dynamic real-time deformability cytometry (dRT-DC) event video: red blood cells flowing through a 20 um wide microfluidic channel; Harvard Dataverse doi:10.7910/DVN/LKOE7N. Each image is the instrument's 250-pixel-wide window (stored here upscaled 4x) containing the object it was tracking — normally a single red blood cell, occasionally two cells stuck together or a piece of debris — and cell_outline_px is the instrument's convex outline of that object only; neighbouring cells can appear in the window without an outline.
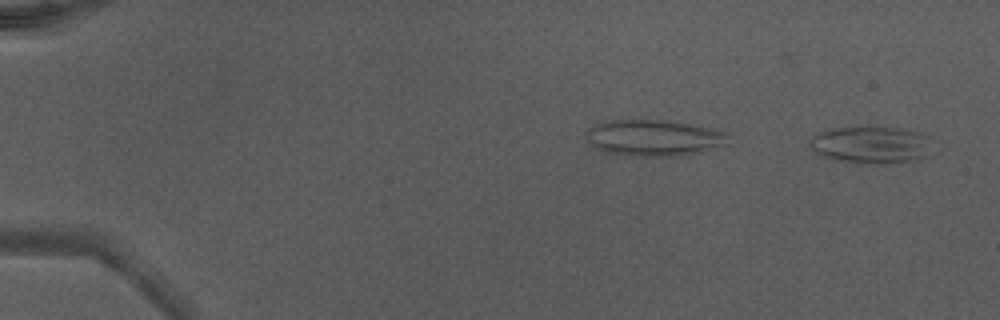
{"species": "Egyptian fruit bat (a non-hibernating species)", "species_latin": "Rousettus aegyptiacus", "temperature_condition": "warm", "stored_images_in_passage": 49, "camera_frame_rate_fps": 3000, "um_per_image_px": 0.085, "animal": {"sex": "male"}, "frame": {"image": 1, "passage_image": 2, "time_ms": 0.333, "image_size_px": [1000, 320], "cell_outline_px": [[928, 156], [912, 160], [840, 160], [824, 156], [816, 152], [808, 144], [808, 140], [812, 136], [820, 132], [832, 128], [896, 128], [920, 132], [924, 136]], "centroid_in_image_um": [73.92, 12.25], "position_along_channel_um": 11.1, "area_um2": 24.39}}
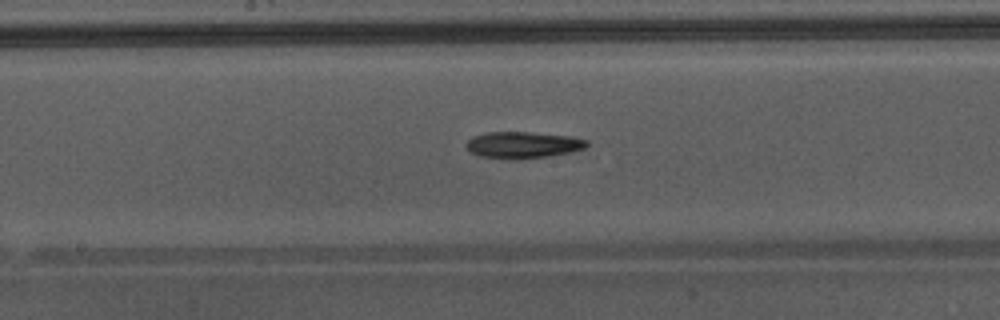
{"frame": {"image": 2, "passage_image": 28, "time_ms": 9.0, "image_size_px": [1000, 320], "cell_outline_px": [[588, 144], [584, 148], [572, 152], [548, 156], [516, 160], [480, 156], [472, 152], [464, 144], [472, 136], [488, 132], [528, 132], [572, 136], [588, 140]], "centroid_in_image_um": [44.46, 12.32], "position_along_channel_um": 203.7, "area_um2": 18.73}}
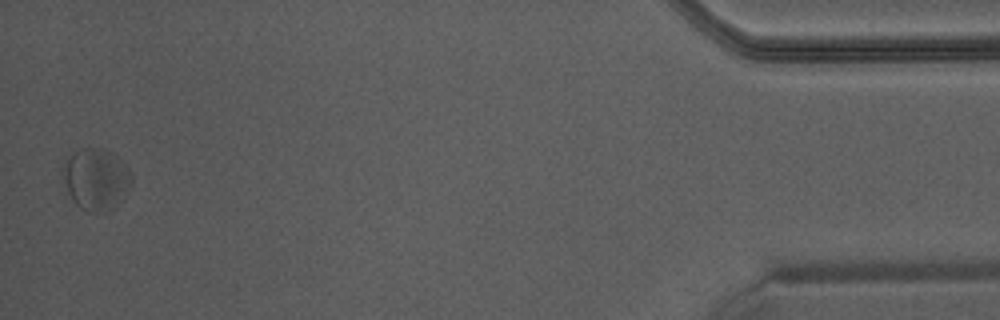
{"frame": {"image": 3, "passage_image": 49, "time_ms": 16.0, "image_size_px": [1000, 320], "cell_outline_px": [[132, 184], [128, 192], [108, 212], [88, 212], [80, 208], [76, 204], [60, 180], [60, 176], [64, 164], [68, 156], [80, 148], [92, 148], [112, 152], [128, 168], [132, 176]], "centroid_in_image_um": [8.13, 15.24], "position_along_channel_um": 427.1, "area_um2": 24.85}, "authors_computed_cell_mechanics": {"area_um2": 19.7098, "velocity_mm_per_s": 4.3168, "shape_relaxation_time_tau1_ms": 5.8004, "shape_relaxation_time_tau2_ms": null, "deformation_change_tau1": 0.1258, "deformation_change_tau2": null}}